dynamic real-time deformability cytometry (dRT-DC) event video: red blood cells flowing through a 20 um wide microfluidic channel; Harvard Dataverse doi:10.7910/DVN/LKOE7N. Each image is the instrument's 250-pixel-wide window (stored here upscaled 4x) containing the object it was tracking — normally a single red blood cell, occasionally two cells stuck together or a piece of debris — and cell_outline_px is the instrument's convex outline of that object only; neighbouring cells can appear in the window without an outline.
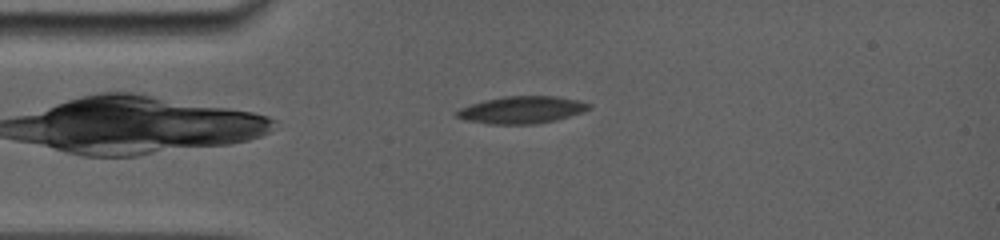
{"species": "common noctule bat (a hibernating species)", "species_latin": "Nyctalus noctula", "temperature_condition": "room temperature", "stored_images_in_passage": 74, "camera_frame_rate_fps": 5000, "um_per_image_px": 0.085, "animal": {"sex": "female", "body_mass_g": 19.0, "forearm_length_mm": 56.7}, "frame": {"image": 1, "passage_image": 4, "time_ms": 0.8, "image_size_px": [1000, 240], "cell_outline_px": [[592, 108], [556, 120], [536, 124], [488, 124], [468, 120], [456, 116], [452, 112], [460, 108], [484, 100], [504, 96], [556, 96], [580, 100], [592, 104]], "centroid_in_image_um": [44.35, 9.33], "position_along_channel_um": 40.6, "area_um2": 20.98}}
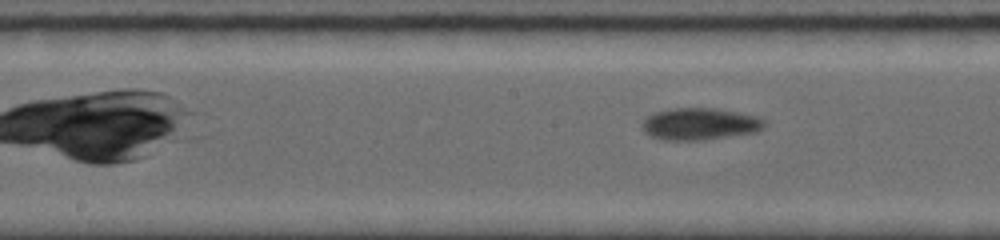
{"frame": {"image": 2, "passage_image": 21, "time_ms": 5.2, "image_size_px": [1000, 240], "cell_outline_px": [[768, 120], [764, 128], [756, 132], [704, 140], [660, 140], [644, 132], [644, 120], [648, 116], [656, 112], [672, 108], [716, 108], [756, 116]], "centroid_in_image_um": [59.54, 10.54], "position_along_channel_um": 188.7, "area_um2": 22.77}}
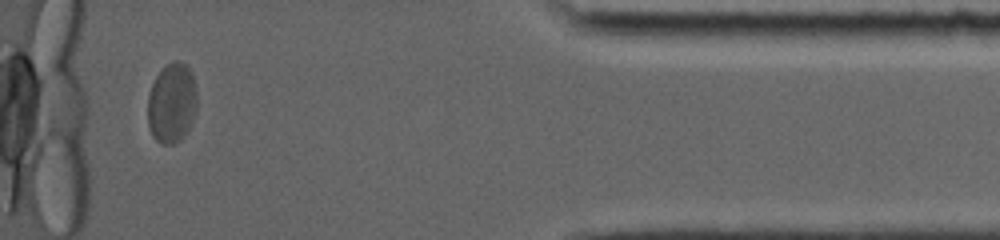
{"frame": {"image": 3, "passage_image": 64, "time_ms": 12.4, "image_size_px": [1000, 240], "cell_outline_px": [[196, 112], [188, 132], [180, 140], [172, 144], [160, 144], [152, 136], [148, 128], [148, 96], [152, 84], [156, 76], [168, 64], [176, 60], [180, 60], [188, 68], [192, 76], [196, 88]], "centroid_in_image_um": [14.6, 8.81], "position_along_channel_um": 420.6, "area_um2": 23.06}, "authors_computed_cell_mechanics": {"area_um2": 22.4264, "velocity_mm_per_s": 3.7749, "shape_relaxation_time_tau1_ms": 3.513, "shape_relaxation_time_tau2_ms": null, "deformation_change_tau1": 0.1065, "deformation_change_tau2": null}}